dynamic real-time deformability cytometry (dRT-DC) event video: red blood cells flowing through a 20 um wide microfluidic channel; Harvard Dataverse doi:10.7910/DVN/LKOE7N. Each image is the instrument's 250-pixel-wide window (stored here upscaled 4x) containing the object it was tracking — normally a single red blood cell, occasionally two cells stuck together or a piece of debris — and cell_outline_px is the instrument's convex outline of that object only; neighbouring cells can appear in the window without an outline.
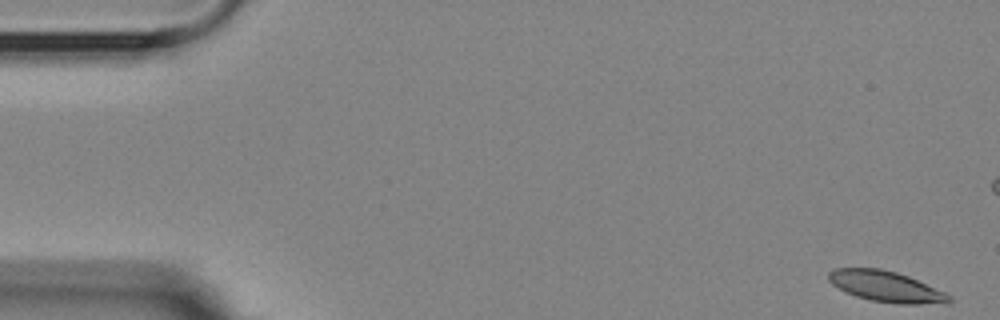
{"species": "Egyptian fruit bat (a non-hibernating species)", "species_latin": "Rousettus aegyptiacus", "temperature_condition": "room temperature", "stored_images_in_passage": 6, "camera_frame_rate_fps": 3000, "um_per_image_px": 0.085, "animal": {"sex": "female"}, "frame": {"image": 1, "passage_image": 1, "time_ms": 0.0, "image_size_px": [1000, 320], "cell_outline_px": [[952, 300], [948, 304], [896, 304], [872, 300], [856, 296], [844, 292], [832, 284], [828, 280], [828, 272], [832, 268], [880, 268], [896, 272], [908, 276], [944, 292], [952, 296]], "centroid_in_image_um": [75.31, 24.36], "position_along_channel_um": 9.7, "area_um2": 21.79}}
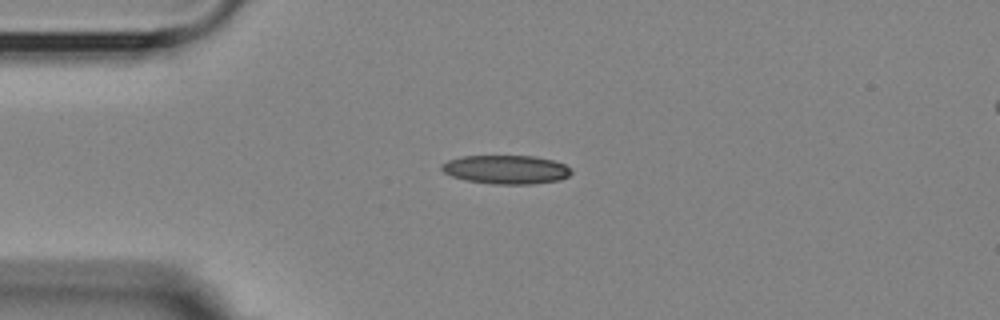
{"frame": {"image": 2, "passage_image": 6, "time_ms": 6.0, "image_size_px": [1000, 320], "cell_outline_px": [[572, 172], [568, 176], [560, 180], [532, 184], [492, 184], [464, 180], [452, 176], [444, 172], [440, 168], [440, 164], [448, 160], [460, 156], [536, 156], [552, 160], [564, 164]], "centroid_in_image_um": [42.98, 14.41], "position_along_channel_um": 42.0, "area_um2": 21.79}}